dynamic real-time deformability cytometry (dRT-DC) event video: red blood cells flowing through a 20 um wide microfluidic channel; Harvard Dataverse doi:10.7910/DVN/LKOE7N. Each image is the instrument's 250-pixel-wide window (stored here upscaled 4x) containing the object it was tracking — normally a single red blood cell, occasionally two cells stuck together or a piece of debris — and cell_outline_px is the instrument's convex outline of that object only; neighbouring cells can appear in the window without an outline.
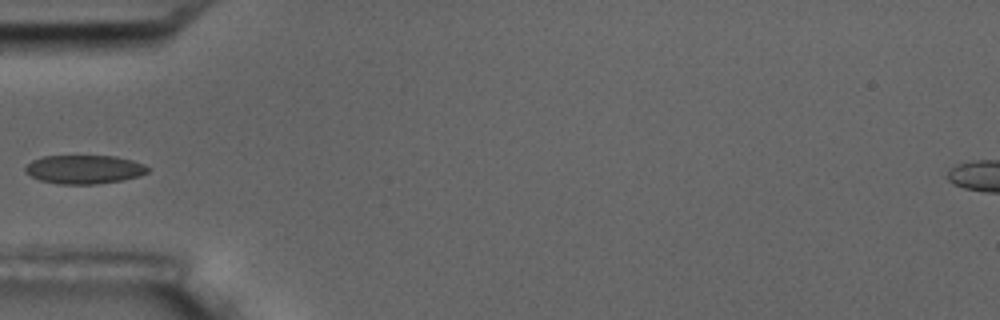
{"species": "common noctule bat (a hibernating species)", "species_latin": "Nyctalus noctula", "temperature_condition": "room temperature", "stored_images_in_passage": 5, "camera_frame_rate_fps": 3000, "um_per_image_px": 0.085, "animal": {"sex": "male", "body_mass_g": 17.5, "forearm_length_mm": 52.3}, "frame": {"image": 1, "passage_image": 5, "time_ms": 5.333, "image_size_px": [1000, 320], "cell_outline_px": [[152, 168], [148, 172], [140, 176], [120, 180], [96, 184], [60, 184], [40, 180], [24, 172], [24, 168], [32, 160], [44, 156], [116, 156], [132, 160], [144, 164]], "centroid_in_image_um": [7.18, 14.39], "position_along_channel_um": 77.8, "area_um2": 20.52}}